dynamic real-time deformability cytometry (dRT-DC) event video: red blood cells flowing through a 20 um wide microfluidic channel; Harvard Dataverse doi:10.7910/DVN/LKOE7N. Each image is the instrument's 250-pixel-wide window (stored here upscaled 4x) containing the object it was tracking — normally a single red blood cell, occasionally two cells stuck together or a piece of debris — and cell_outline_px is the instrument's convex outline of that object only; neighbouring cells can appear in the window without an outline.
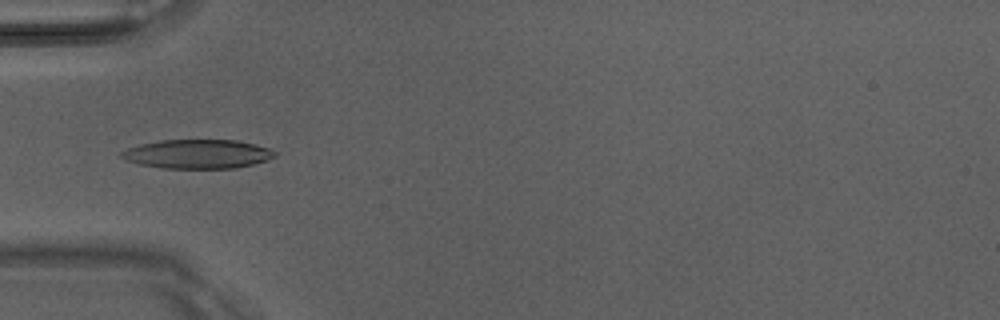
{"species": "Egyptian fruit bat (a non-hibernating species)", "species_latin": "Rousettus aegyptiacus", "temperature_condition": "room temperature", "stored_images_in_passage": 6, "camera_frame_rate_fps": 3000, "um_per_image_px": 0.085, "animal": {"sex": "male"}, "frame": {"image": 1, "passage_image": 4, "time_ms": 1.0, "image_size_px": [1000, 320], "cell_outline_px": [[276, 156], [268, 160], [236, 168], [164, 168], [140, 164], [124, 160], [120, 156], [120, 152], [128, 148], [140, 144], [160, 140], [236, 140], [268, 148], [276, 152]], "centroid_in_image_um": [16.77, 13.09], "position_along_channel_um": 68.2, "area_um2": 25.84}}